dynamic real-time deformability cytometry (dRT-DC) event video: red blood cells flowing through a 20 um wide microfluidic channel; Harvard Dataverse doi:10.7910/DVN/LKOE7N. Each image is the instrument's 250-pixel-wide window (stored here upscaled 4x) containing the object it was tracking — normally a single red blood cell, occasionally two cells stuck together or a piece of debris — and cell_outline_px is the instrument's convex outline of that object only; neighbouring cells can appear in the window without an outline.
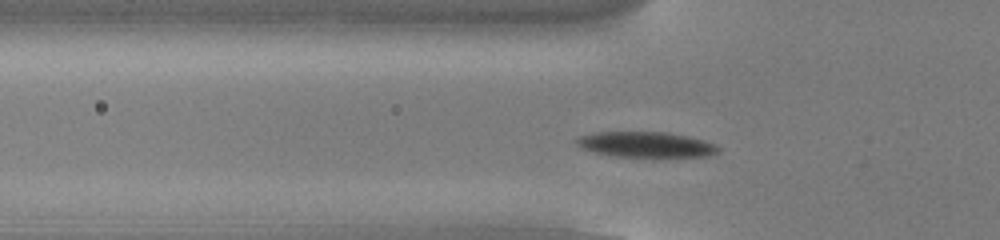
{"species": "common noctule bat (a hibernating species)", "species_latin": "Nyctalus noctula", "temperature_condition": "cold", "stored_images_in_passage": 41, "camera_frame_rate_fps": 3000, "um_per_image_px": 0.085, "animal": {"sex": "male", "body_mass_g": 13.0, "forearm_length_mm": 53.1}, "frame": {"image": 1, "passage_image": 9, "time_ms": 2.667, "image_size_px": [1000, 240], "cell_outline_px": [[720, 152], [712, 156], [616, 156], [596, 152], [584, 148], [576, 144], [576, 140], [580, 136], [596, 132], [668, 132], [688, 136], [704, 140], [716, 144], [720, 148]], "centroid_in_image_um": [54.98, 12.27], "position_along_channel_um": 70.8, "area_um2": 20.81}}
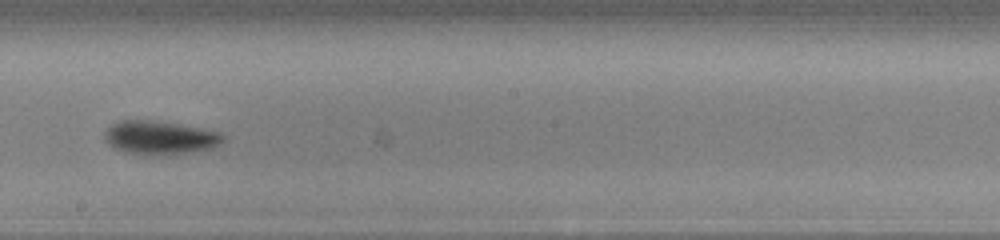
{"frame": {"image": 2, "passage_image": 22, "time_ms": 7.0, "image_size_px": [1000, 240], "cell_outline_px": [[224, 140], [220, 144], [212, 148], [168, 156], [148, 156], [124, 152], [108, 144], [104, 140], [104, 132], [112, 124], [120, 120], [148, 120], [176, 124], [200, 128], [220, 132], [224, 136]], "centroid_in_image_um": [13.57, 11.73], "position_along_channel_um": 234.6, "area_um2": 23.41}}
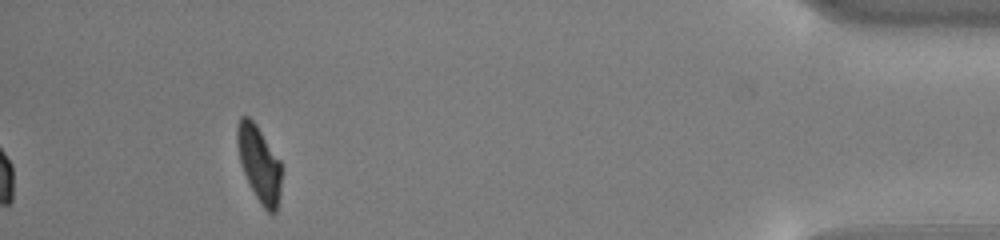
{"frame": {"image": 3, "passage_image": 41, "time_ms": 13.333, "image_size_px": [1000, 240], "cell_outline_px": [[280, 196], [276, 212], [272, 216], [260, 204], [244, 172], [240, 160], [236, 140], [236, 124], [240, 116], [248, 116], [256, 124], [280, 160]], "centroid_in_image_um": [22.02, 13.9], "position_along_channel_um": 413.2, "area_um2": 19.42}, "authors_computed_cell_mechanics": {"area_um2": 21.3282, "velocity_mm_per_s": 3.7898, "shape_relaxation_time_tau1_ms": 2.2512, "shape_relaxation_time_tau2_ms": 9.9857, "deformation_change_tau1": 0.14, "deformation_change_tau2": 0.1817}}